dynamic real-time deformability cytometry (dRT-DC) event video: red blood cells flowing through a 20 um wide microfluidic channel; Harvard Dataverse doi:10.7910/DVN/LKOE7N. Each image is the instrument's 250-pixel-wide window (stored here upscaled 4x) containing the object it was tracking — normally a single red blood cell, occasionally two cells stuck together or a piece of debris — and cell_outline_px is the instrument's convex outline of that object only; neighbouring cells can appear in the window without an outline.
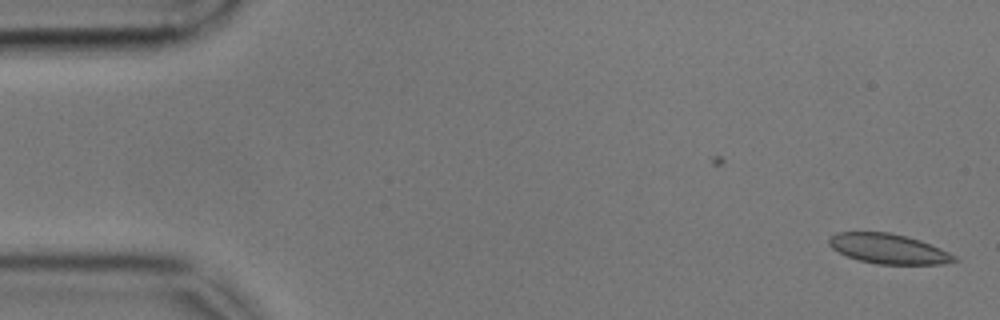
{"species": "common noctule bat (a hibernating species)", "species_latin": "Nyctalus noctula", "temperature_condition": "cold", "stored_images_in_passage": 12, "camera_frame_rate_fps": 3000, "um_per_image_px": 0.085, "animal": {"sex": "male", "body_mass_g": 17.9, "forearm_length_mm": 54.2}, "frame": {"image": 1, "passage_image": 1, "time_ms": 0.0, "image_size_px": [1000, 320], "cell_outline_px": [[960, 260], [944, 264], [876, 264], [860, 260], [848, 256], [832, 248], [828, 244], [828, 240], [836, 232], [888, 232], [920, 240], [940, 248], [956, 256]], "centroid_in_image_um": [75.54, 21.15], "position_along_channel_um": 9.5, "area_um2": 21.68}}